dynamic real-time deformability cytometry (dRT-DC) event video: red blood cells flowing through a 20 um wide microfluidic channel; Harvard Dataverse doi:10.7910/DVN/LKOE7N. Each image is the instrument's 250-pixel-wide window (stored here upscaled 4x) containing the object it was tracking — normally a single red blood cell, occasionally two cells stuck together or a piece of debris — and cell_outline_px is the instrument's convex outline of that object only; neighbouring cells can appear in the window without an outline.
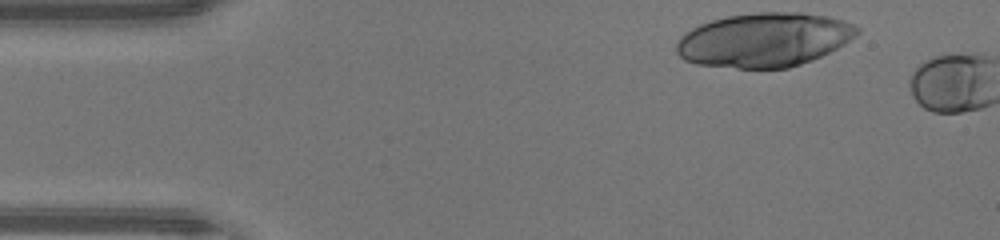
{"species": "human", "species_latin": "Homo sapiens", "temperature_condition": "warm", "stored_images_in_passage": 3, "camera_frame_rate_fps": 3000, "um_per_image_px": 0.085, "donor": {"sex": "male"}, "frame": {"image": 1, "passage_image": 1, "time_ms": 0.0, "image_size_px": [1000, 240], "cell_outline_px": [[860, 32], [856, 36], [844, 44], [812, 60], [788, 68], [736, 68], [696, 64], [684, 60], [676, 52], [676, 44], [680, 36], [684, 32], [700, 24], [712, 20], [728, 16], [756, 12], [800, 12], [828, 16], [844, 20], [856, 24], [860, 28]], "centroid_in_image_um": [64.96, 3.38], "position_along_channel_um": 20.0, "area_um2": 57.22}}